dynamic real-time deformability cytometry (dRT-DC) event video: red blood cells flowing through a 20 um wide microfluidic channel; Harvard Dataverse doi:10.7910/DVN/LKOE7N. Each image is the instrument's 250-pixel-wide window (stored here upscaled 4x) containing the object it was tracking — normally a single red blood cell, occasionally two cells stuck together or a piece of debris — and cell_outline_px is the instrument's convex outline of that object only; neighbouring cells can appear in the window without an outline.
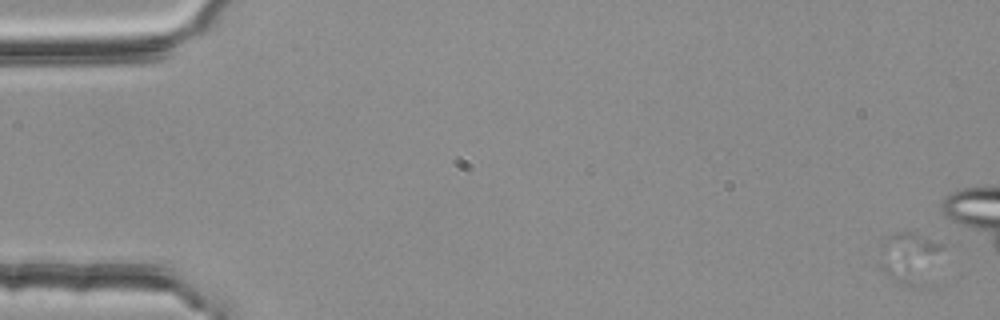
{"species": "common noctule bat (a hibernating species)", "species_latin": "Nyctalus noctula", "temperature_condition": "room temperature", "stored_images_in_passage": 6, "camera_frame_rate_fps": 3000, "um_per_image_px": 0.085, "animal": {"sex": "female", "body_mass_g": 25.1}, "frame": {"image": 1, "passage_image": 1, "time_ms": 0.0, "image_size_px": [1000, 320], "cell_outline_px": [[944, 248], [940, 284], [932, 288], [908, 288], [900, 284], [880, 268], [880, 252], [884, 236], [896, 232], [912, 232], [944, 244]], "centroid_in_image_um": [77.54, 22.07], "position_along_channel_um": 7.5, "area_um2": 21.39}}